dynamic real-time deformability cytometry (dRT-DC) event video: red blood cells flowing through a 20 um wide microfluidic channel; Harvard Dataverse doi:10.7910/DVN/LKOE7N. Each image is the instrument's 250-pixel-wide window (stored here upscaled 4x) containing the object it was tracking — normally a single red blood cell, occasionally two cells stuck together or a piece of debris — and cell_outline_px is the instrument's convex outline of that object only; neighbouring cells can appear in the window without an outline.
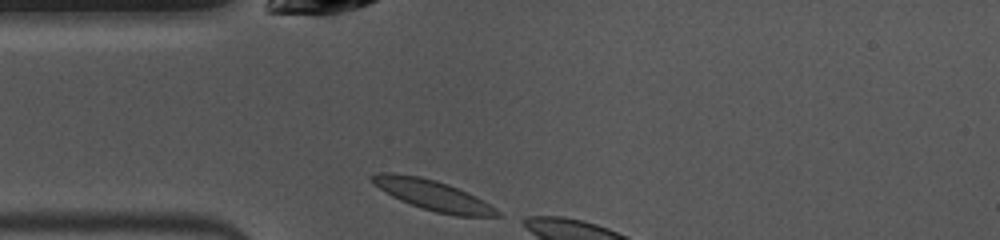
{"species": "common noctule bat (a hibernating species)", "species_latin": "Nyctalus noctula", "temperature_condition": "warm", "stored_images_in_passage": 3, "camera_frame_rate_fps": 3000, "um_per_image_px": 0.085, "animal": {"sex": "female", "body_mass_g": 10.0, "forearm_length_mm": 53.1}, "frame": {"image": 1, "passage_image": 1, "time_ms": 0.0, "image_size_px": [1000, 240], "cell_outline_px": [[500, 216], [456, 216], [436, 212], [400, 200], [392, 196], [372, 184], [368, 180], [368, 176], [376, 172], [392, 172], [420, 176], [436, 180], [448, 184], [468, 192], [476, 196], [496, 208], [500, 212]], "centroid_in_image_um": [36.73, 16.56], "position_along_channel_um": 48.3, "area_um2": 22.2}}